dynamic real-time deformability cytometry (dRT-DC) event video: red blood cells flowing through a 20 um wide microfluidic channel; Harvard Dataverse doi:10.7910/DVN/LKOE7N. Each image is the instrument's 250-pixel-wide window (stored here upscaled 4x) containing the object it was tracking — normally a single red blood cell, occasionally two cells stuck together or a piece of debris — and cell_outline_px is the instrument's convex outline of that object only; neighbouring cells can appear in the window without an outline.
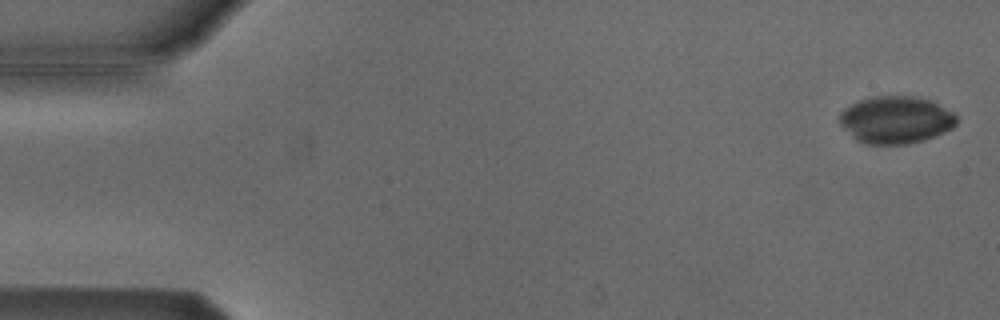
{"species": "Egyptian fruit bat (a non-hibernating species)", "species_latin": "Rousettus aegyptiacus", "temperature_condition": "cold", "stored_images_in_passage": 54, "camera_frame_rate_fps": 3000, "um_per_image_px": 0.085, "animal": {"sex": "male"}, "frame": {"image": 1, "passage_image": 2, "time_ms": 0.333, "image_size_px": [1000, 320], "cell_outline_px": [[956, 124], [952, 128], [936, 136], [924, 140], [908, 144], [864, 144], [856, 140], [840, 124], [840, 112], [844, 108], [860, 100], [872, 96], [912, 96], [928, 100], [952, 112], [956, 116]], "centroid_in_image_um": [76.12, 10.2], "position_along_channel_um": 8.9, "area_um2": 32.08}}
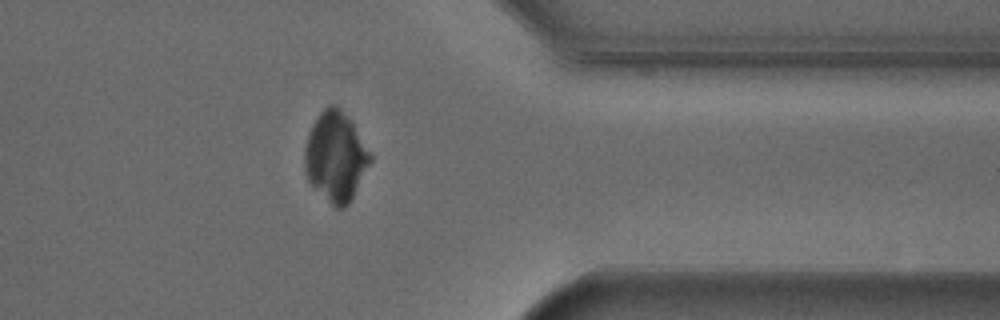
{"frame": {"image": 2, "passage_image": 43, "time_ms": 14.0, "image_size_px": [1000, 320], "cell_outline_px": [[372, 160], [348, 204], [344, 208], [336, 208], [308, 180], [304, 168], [304, 148], [308, 132], [316, 116], [328, 104], [336, 104], [352, 120], [372, 156]], "centroid_in_image_um": [28.52, 13.25], "position_along_channel_um": 382.9, "area_um2": 34.16}}
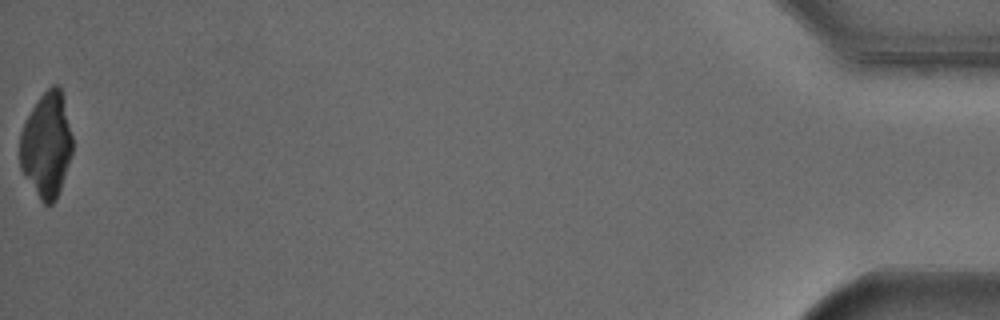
{"frame": {"image": 3, "passage_image": 54, "time_ms": 17.667, "image_size_px": [1000, 320], "cell_outline_px": [[72, 152], [56, 200], [52, 204], [44, 204], [40, 200], [24, 176], [20, 168], [20, 132], [32, 108], [40, 96], [52, 84], [56, 84], [60, 88], [64, 100], [72, 136]], "centroid_in_image_um": [3.94, 12.33], "position_along_channel_um": 431.3, "area_um2": 31.96}}